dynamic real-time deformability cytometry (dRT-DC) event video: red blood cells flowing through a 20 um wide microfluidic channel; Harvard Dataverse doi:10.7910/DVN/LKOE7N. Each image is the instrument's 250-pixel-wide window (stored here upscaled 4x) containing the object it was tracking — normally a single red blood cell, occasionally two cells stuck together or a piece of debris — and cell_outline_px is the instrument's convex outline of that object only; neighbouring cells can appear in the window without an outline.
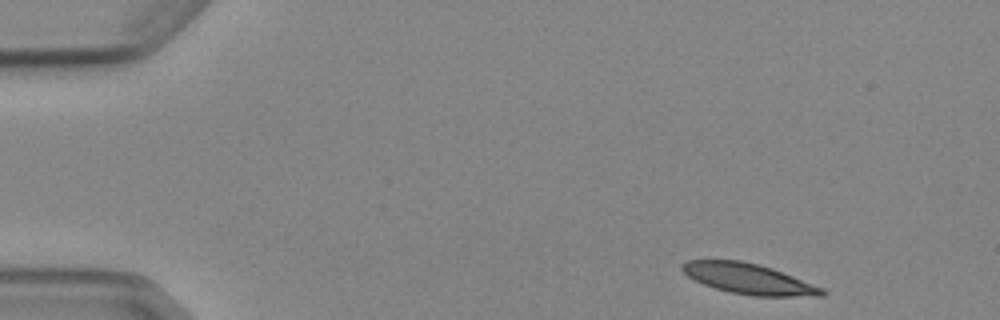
{"species": "Egyptian fruit bat (a non-hibernating species)", "species_latin": "Rousettus aegyptiacus", "temperature_condition": "cold", "stored_images_in_passage": 4, "camera_frame_rate_fps": 3000, "um_per_image_px": 0.085, "animal": {"sex": "female"}, "frame": {"image": 1, "passage_image": 1, "time_ms": 0.0, "image_size_px": [1000, 320], "cell_outline_px": [[828, 292], [824, 296], [752, 296], [728, 292], [704, 284], [688, 276], [680, 268], [680, 264], [688, 260], [740, 260], [772, 268], [824, 288]], "centroid_in_image_um": [63.65, 23.7], "position_along_channel_um": 21.3, "area_um2": 24.8}}
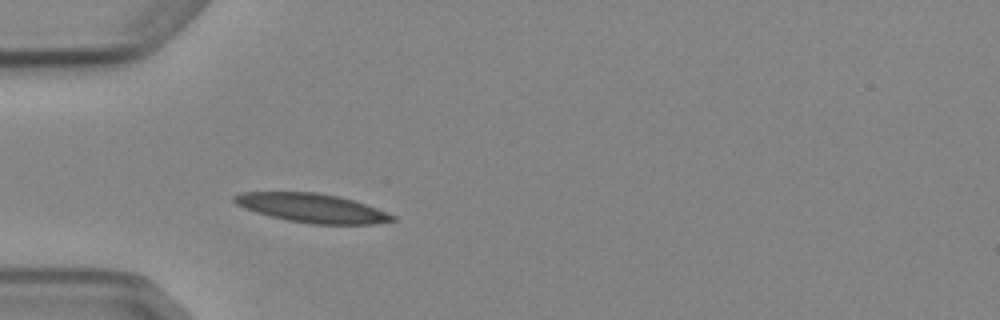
{"frame": {"image": 2, "passage_image": 4, "time_ms": 3.333, "image_size_px": [1000, 320], "cell_outline_px": [[396, 220], [372, 224], [312, 224], [288, 220], [256, 212], [244, 208], [236, 204], [232, 200], [232, 196], [240, 192], [316, 192], [340, 196], [376, 208], [396, 216]], "centroid_in_image_um": [26.49, 17.67], "position_along_channel_um": 58.5, "area_um2": 26.53}}